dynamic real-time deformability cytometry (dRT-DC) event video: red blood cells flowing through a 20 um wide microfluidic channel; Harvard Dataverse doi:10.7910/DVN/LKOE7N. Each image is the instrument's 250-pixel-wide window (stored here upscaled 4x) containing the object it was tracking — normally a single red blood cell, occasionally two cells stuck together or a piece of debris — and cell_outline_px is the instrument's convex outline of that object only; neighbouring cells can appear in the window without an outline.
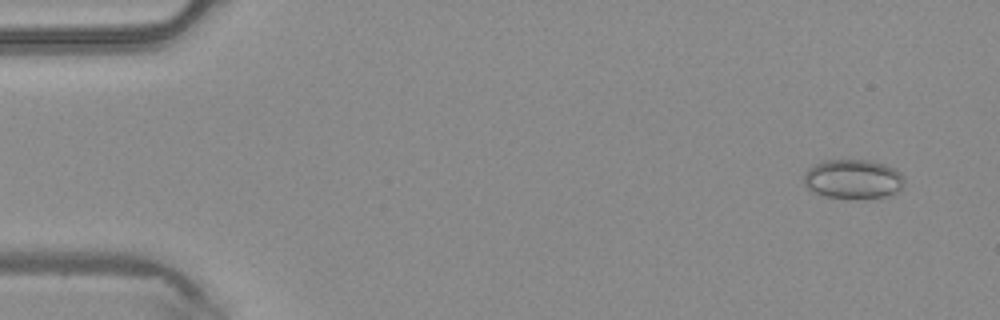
{"species": "common noctule bat (a hibernating species)", "species_latin": "Nyctalus noctula", "temperature_condition": "warm", "stored_images_in_passage": 48, "camera_frame_rate_fps": 3000, "um_per_image_px": 0.085, "animal": {"sex": "male", "body_mass_g": 20.4}, "frame": {"image": 1, "passage_image": 4, "time_ms": 1.0, "image_size_px": [1000, 320], "cell_outline_px": [[904, 184], [896, 192], [884, 196], [848, 200], [820, 196], [812, 192], [804, 184], [804, 172], [808, 168], [824, 160], [872, 160], [896, 168], [904, 176]], "centroid_in_image_um": [72.49, 15.24], "position_along_channel_um": 12.5, "area_um2": 23.58}}
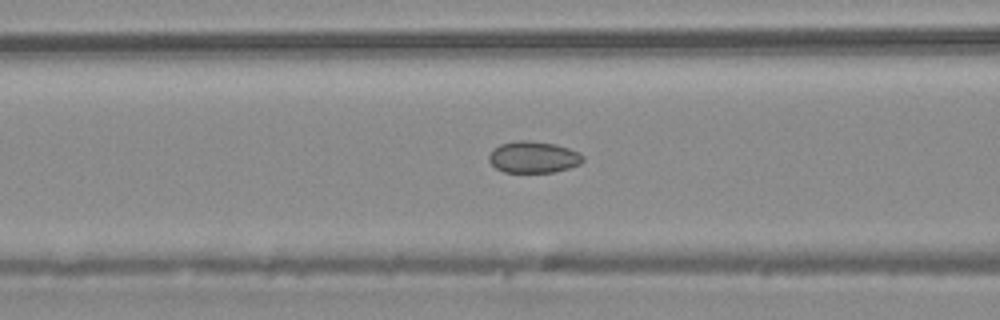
{"frame": {"image": 2, "passage_image": 20, "time_ms": 6.333, "image_size_px": [1000, 320], "cell_outline_px": [[584, 160], [580, 164], [568, 168], [552, 172], [504, 172], [496, 168], [488, 160], [488, 156], [492, 148], [500, 144], [520, 140], [528, 140], [556, 144], [580, 152], [584, 156]], "centroid_in_image_um": [45.33, 13.35], "position_along_channel_um": 121.3, "area_um2": 17.4}}
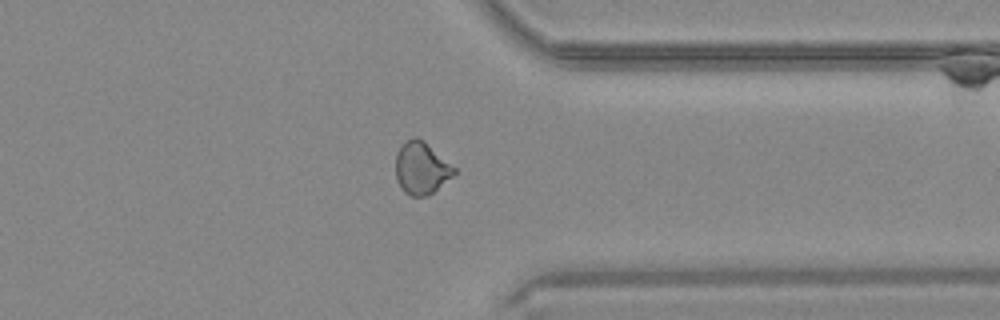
{"frame": {"image": 3, "passage_image": 38, "time_ms": 12.333, "image_size_px": [1000, 320], "cell_outline_px": [[456, 172], [452, 176], [428, 196], [408, 196], [400, 188], [396, 180], [396, 152], [404, 140], [412, 136], [416, 136], [424, 140], [456, 168]], "centroid_in_image_um": [35.78, 14.27], "position_along_channel_um": 375.6, "area_um2": 18.09}}